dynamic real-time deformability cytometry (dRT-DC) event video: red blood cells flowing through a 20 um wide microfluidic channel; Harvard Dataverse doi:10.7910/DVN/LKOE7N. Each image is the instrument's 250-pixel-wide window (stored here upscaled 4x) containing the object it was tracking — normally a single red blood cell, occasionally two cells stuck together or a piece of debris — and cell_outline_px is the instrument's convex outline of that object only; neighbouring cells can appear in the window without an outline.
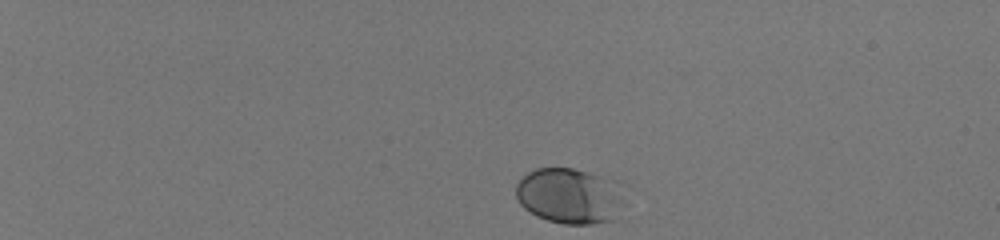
{"species": "human", "species_latin": "Homo sapiens", "temperature_condition": "room temperature", "stored_images_in_passage": 40, "camera_frame_rate_fps": 3000, "um_per_image_px": 0.085, "donor": {"sex": "male"}, "frame": {"image": 1, "passage_image": 1, "time_ms": 0.0, "image_size_px": [1000, 240], "cell_outline_px": [[616, 220], [592, 224], [564, 224], [548, 220], [536, 216], [524, 208], [520, 204], [516, 196], [516, 184], [528, 172], [536, 168], [572, 168], [588, 172], [596, 176]], "centroid_in_image_um": [47.95, 16.69], "position_along_channel_um": 37.0, "area_um2": 31.21}}
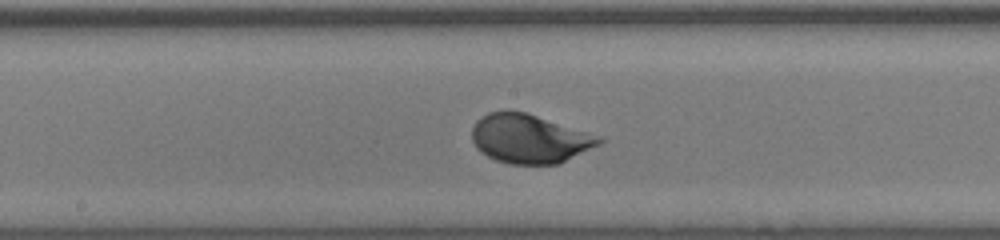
{"frame": {"image": 2, "passage_image": 23, "time_ms": 7.333, "image_size_px": [1000, 240], "cell_outline_px": [[604, 140], [600, 144], [560, 164], [508, 164], [496, 160], [480, 152], [476, 148], [472, 140], [472, 128], [476, 120], [480, 116], [488, 112], [504, 108], [508, 108], [528, 112], [600, 136]], "centroid_in_image_um": [44.97, 11.76], "position_along_channel_um": 203.2, "area_um2": 36.99}}
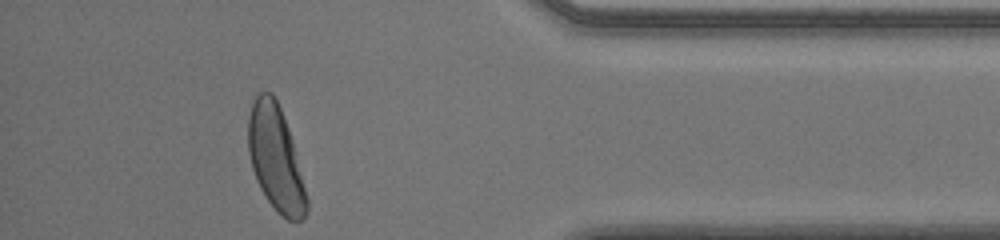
{"frame": {"image": 3, "passage_image": 40, "time_ms": 13.0, "image_size_px": [1000, 240], "cell_outline_px": [[308, 212], [300, 220], [288, 220], [280, 216], [276, 212], [260, 188], [256, 180], [252, 168], [248, 152], [248, 116], [256, 92], [272, 92], [280, 108], [288, 128], [292, 140], [308, 200]], "centroid_in_image_um": [23.41, 13.47], "position_along_channel_um": 411.8, "area_um2": 35.66}, "authors_computed_cell_mechanics": {"area_um2": 35.0557, "velocity_mm_per_s": 4.0177, "shape_relaxation_time_tau1_ms": 2.2286, "shape_relaxation_time_tau2_ms": null, "deformation_change_tau1": 0.1378, "deformation_change_tau2": null}}